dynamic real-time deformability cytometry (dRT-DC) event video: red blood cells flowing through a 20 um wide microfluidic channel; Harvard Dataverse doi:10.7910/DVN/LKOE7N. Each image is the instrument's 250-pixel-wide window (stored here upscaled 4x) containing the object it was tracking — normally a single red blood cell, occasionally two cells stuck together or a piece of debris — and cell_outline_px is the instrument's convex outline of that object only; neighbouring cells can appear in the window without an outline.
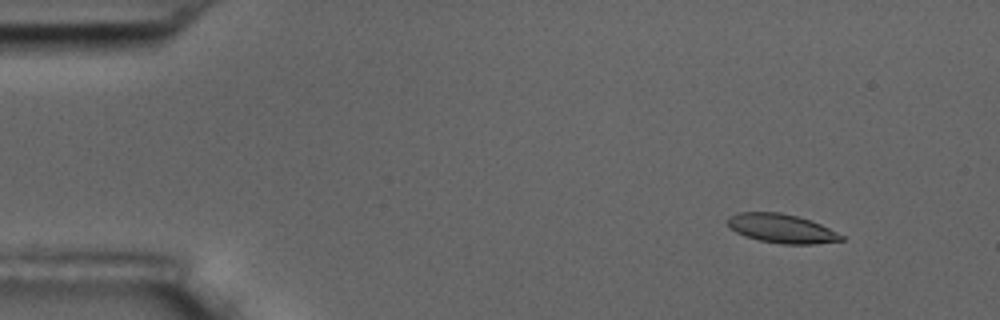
{"species": "common noctule bat (a hibernating species)", "species_latin": "Nyctalus noctula", "temperature_condition": "room temperature", "stored_images_in_passage": 4, "camera_frame_rate_fps": 3000, "um_per_image_px": 0.085, "animal": {"sex": "male", "body_mass_g": 17.5, "forearm_length_mm": 52.3}, "frame": {"image": 1, "passage_image": 1, "time_ms": 0.0, "image_size_px": [1000, 320], "cell_outline_px": [[844, 240], [812, 244], [780, 244], [760, 240], [744, 236], [736, 232], [728, 224], [728, 216], [736, 212], [780, 212], [796, 216], [820, 224], [844, 236]], "centroid_in_image_um": [66.4, 19.42], "position_along_channel_um": 18.6, "area_um2": 19.02}}
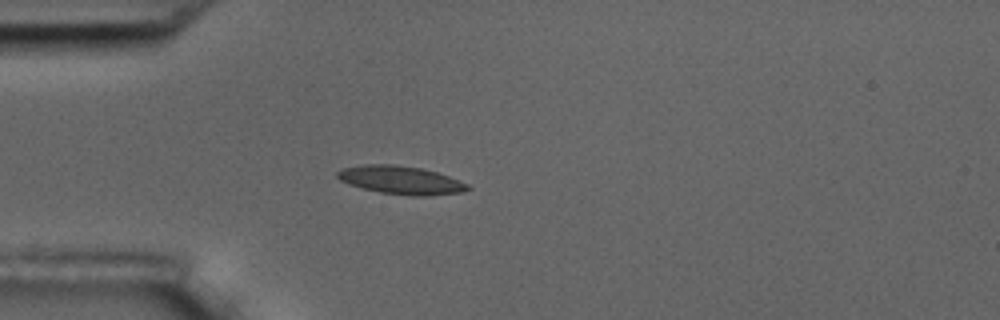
{"frame": {"image": 2, "passage_image": 4, "time_ms": 3.333, "image_size_px": [1000, 320], "cell_outline_px": [[472, 188], [460, 192], [428, 196], [412, 196], [380, 192], [348, 184], [340, 180], [336, 176], [336, 172], [340, 168], [364, 164], [392, 164], [420, 168], [436, 172], [448, 176], [468, 184]], "centroid_in_image_um": [34.04, 15.3], "position_along_channel_um": 51.0, "area_um2": 21.39}}